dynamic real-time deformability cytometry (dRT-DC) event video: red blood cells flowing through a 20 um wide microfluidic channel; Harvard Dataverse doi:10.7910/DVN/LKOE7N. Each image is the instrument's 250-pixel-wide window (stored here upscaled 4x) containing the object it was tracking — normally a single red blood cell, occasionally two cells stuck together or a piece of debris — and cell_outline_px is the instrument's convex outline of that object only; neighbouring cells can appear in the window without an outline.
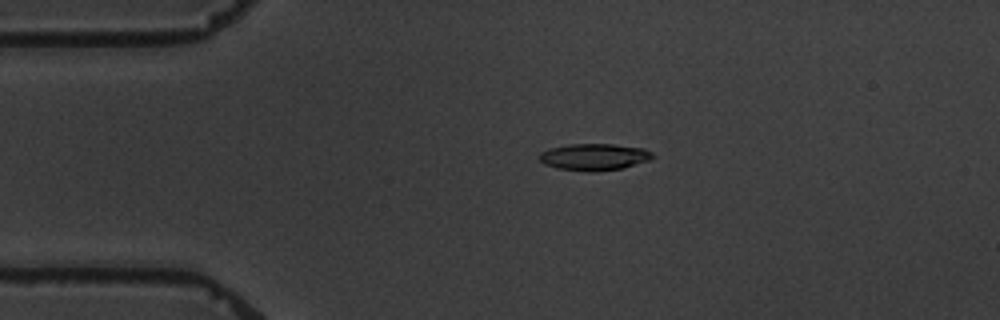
{"species": "common noctule bat (a hibernating species)", "species_latin": "Nyctalus noctula", "temperature_condition": "warm", "stored_images_in_passage": 5, "camera_frame_rate_fps": 3000, "um_per_image_px": 0.085, "animal": {"sex": "male", "body_mass_g": 19.5, "forearm_length_mm": 54.6}, "frame": {"image": 1, "passage_image": 4, "time_ms": 3.667, "image_size_px": [1000, 320], "cell_outline_px": [[656, 156], [652, 160], [620, 168], [596, 172], [588, 172], [556, 168], [544, 164], [536, 156], [540, 152], [552, 148], [568, 144], [612, 144], [644, 148], [652, 152]], "centroid_in_image_um": [50.51, 13.34], "position_along_channel_um": 34.5, "area_um2": 17.86}}